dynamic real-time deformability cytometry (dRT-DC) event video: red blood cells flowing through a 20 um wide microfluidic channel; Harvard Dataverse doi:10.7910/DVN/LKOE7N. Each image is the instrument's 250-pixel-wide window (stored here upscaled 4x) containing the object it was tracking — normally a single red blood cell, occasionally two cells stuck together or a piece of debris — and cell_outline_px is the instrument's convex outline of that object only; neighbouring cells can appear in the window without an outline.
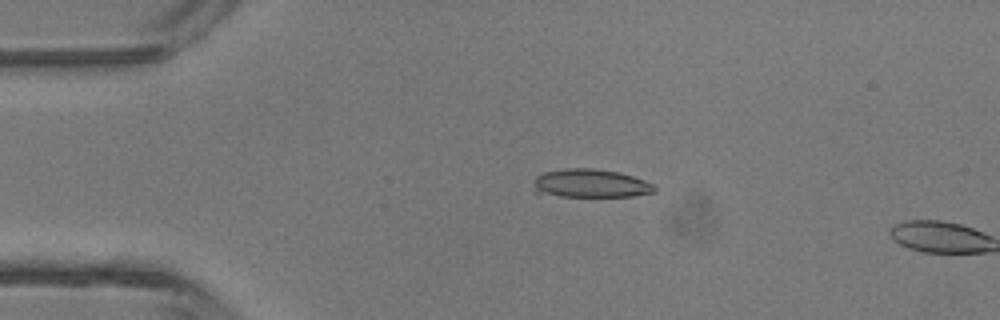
{"species": "common noctule bat (a hibernating species)", "species_latin": "Nyctalus noctula", "temperature_condition": "room temperature", "stored_images_in_passage": 4, "camera_frame_rate_fps": 3000, "um_per_image_px": 0.085, "animal": {"sex": "male", "body_mass_g": 13.3}, "frame": {"image": 1, "passage_image": 3, "time_ms": 0.667, "image_size_px": [1000, 320], "cell_outline_px": [[656, 192], [632, 196], [560, 196], [532, 192], [532, 180], [536, 176], [544, 172], [564, 168], [592, 168], [620, 172], [644, 180], [652, 184], [656, 188]], "centroid_in_image_um": [50.13, 15.58], "position_along_channel_um": 34.9, "area_um2": 20.29}}